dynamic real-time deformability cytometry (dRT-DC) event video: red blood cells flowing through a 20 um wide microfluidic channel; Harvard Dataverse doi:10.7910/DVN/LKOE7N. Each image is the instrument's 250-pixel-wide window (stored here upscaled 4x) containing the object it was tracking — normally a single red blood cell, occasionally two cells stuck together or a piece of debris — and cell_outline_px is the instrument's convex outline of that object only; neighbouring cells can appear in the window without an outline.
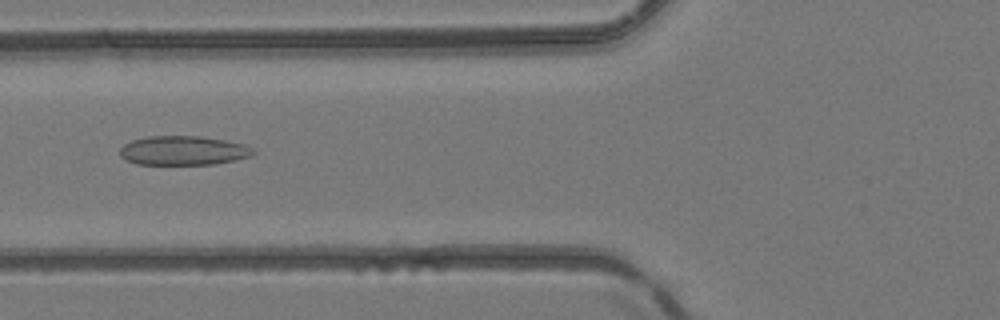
{"species": "common noctule bat (a hibernating species)", "species_latin": "Nyctalus noctula", "temperature_condition": "room temperature", "stored_images_in_passage": 2, "camera_frame_rate_fps": 3000, "um_per_image_px": 0.085, "animal": {"sex": "female", "body_mass_g": 24.6, "forearm_length_mm": 56.2}, "frame": {"image": 1, "passage_image": 2, "time_ms": 1.0, "image_size_px": [1000, 320], "cell_outline_px": [[256, 152], [252, 156], [212, 164], [136, 164], [124, 160], [120, 156], [120, 148], [124, 144], [132, 140], [148, 136], [200, 136], [224, 140], [244, 144], [252, 148]], "centroid_in_image_um": [15.54, 12.79], "position_along_channel_um": 110.3, "area_um2": 22.66}}